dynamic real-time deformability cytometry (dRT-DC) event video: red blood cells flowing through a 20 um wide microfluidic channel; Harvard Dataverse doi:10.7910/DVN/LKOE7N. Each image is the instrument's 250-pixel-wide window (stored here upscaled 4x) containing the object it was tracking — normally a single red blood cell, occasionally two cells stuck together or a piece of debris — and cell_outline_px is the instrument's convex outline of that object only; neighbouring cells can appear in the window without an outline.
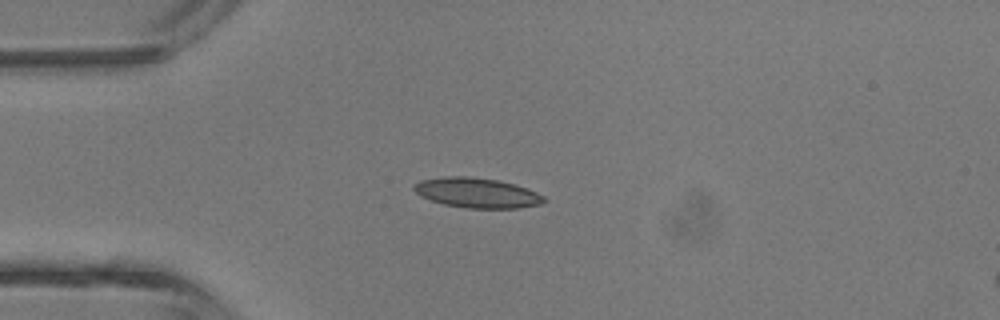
{"species": "common noctule bat (a hibernating species)", "species_latin": "Nyctalus noctula", "temperature_condition": "room temperature", "stored_images_in_passage": 2, "camera_frame_rate_fps": 3000, "um_per_image_px": 0.085, "animal": {"sex": "male", "body_mass_g": 13.3}, "frame": {"image": 1, "passage_image": 1, "time_ms": 0.0, "image_size_px": [1000, 320], "cell_outline_px": [[548, 200], [540, 204], [520, 208], [468, 208], [444, 204], [420, 196], [412, 188], [420, 180], [444, 176], [472, 176], [496, 180], [512, 184], [536, 192], [544, 196]], "centroid_in_image_um": [40.54, 16.39], "position_along_channel_um": 44.5, "area_um2": 22.54}}